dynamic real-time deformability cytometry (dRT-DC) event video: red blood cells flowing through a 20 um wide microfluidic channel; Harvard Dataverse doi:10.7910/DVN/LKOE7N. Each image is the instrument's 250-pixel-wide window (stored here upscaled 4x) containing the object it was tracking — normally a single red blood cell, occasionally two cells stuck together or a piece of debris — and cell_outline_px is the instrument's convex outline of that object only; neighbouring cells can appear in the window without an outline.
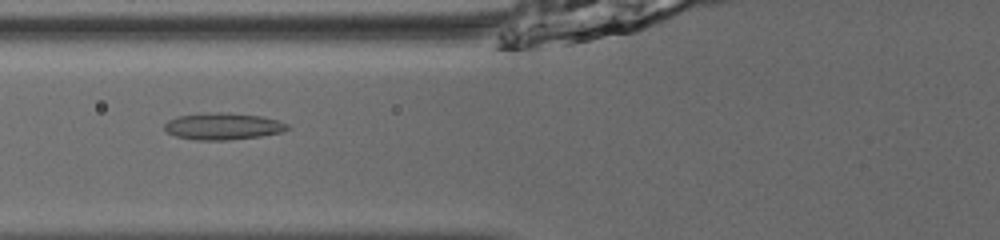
{"species": "common noctule bat (a hibernating species)", "species_latin": "Nyctalus noctula", "temperature_condition": "room temperature", "stored_images_in_passage": 37, "camera_frame_rate_fps": 3000, "um_per_image_px": 0.085, "animal": {"sex": "male", "body_mass_g": 13.0, "forearm_length_mm": 53.1}, "frame": {"image": 1, "passage_image": 7, "time_ms": 2.0, "image_size_px": [1000, 240], "cell_outline_px": [[292, 128], [280, 132], [260, 136], [228, 140], [196, 140], [176, 136], [168, 132], [164, 128], [164, 124], [168, 120], [180, 116], [216, 112], [224, 112], [260, 116], [276, 120], [288, 124]], "centroid_in_image_um": [18.96, 10.74], "position_along_channel_um": 106.8, "area_um2": 18.96}}
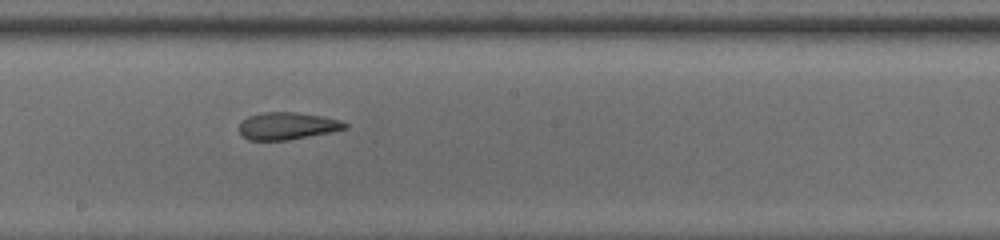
{"frame": {"image": 2, "passage_image": 16, "time_ms": 5.0, "image_size_px": [1000, 240], "cell_outline_px": [[348, 128], [332, 132], [288, 140], [248, 140], [240, 136], [240, 124], [248, 116], [264, 112], [292, 112], [324, 116], [340, 120], [348, 124]], "centroid_in_image_um": [24.44, 10.71], "position_along_channel_um": 223.8, "area_um2": 16.88}}
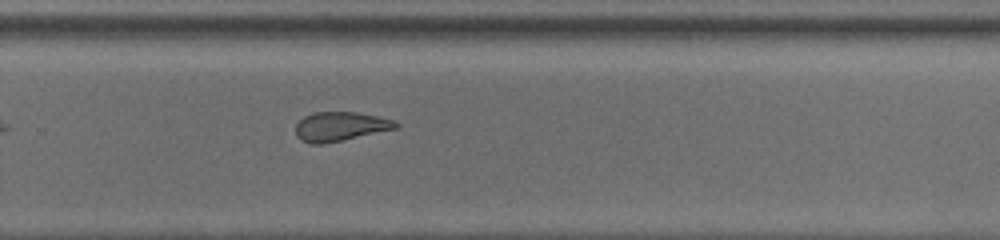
{"frame": {"image": 3, "passage_image": 22, "time_ms": 7.0, "image_size_px": [1000, 240], "cell_outline_px": [[400, 128], [320, 144], [312, 144], [300, 140], [296, 136], [296, 124], [304, 116], [312, 112], [356, 112], [376, 116], [392, 120], [400, 124]], "centroid_in_image_um": [28.91, 10.74], "position_along_channel_um": 300.9, "area_um2": 16.94}, "authors_computed_cell_mechanics": {"area_um2": 18.4382, "velocity_mm_per_s": 3.8755, "shape_relaxation_time_tau1_ms": null, "shape_relaxation_time_tau2_ms": 2.0934, "deformation_change_tau1": null, "deformation_change_tau2": 0.1077}}